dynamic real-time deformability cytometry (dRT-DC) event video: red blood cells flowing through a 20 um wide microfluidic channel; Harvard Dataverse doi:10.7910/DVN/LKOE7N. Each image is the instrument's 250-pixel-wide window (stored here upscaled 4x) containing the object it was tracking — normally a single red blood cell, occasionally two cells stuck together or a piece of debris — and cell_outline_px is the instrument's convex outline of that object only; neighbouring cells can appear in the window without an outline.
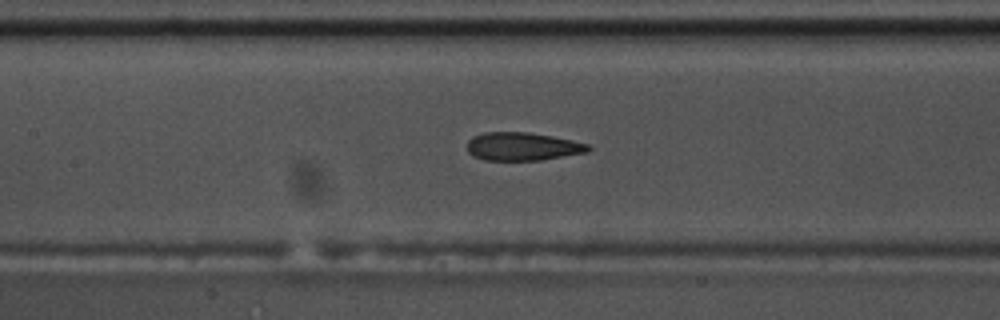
{"species": "common noctule bat (a hibernating species)", "species_latin": "Nyctalus noctula", "temperature_condition": "warm", "stored_images_in_passage": 41, "camera_frame_rate_fps": 3000, "um_per_image_px": 0.085, "animal": {"sex": "male", "body_mass_g": 17.5, "forearm_length_mm": 52.3}, "frame": {"image": 1, "passage_image": 11, "time_ms": 3.333, "image_size_px": [1000, 320], "cell_outline_px": [[592, 148], [588, 152], [540, 160], [484, 160], [472, 156], [468, 152], [468, 140], [472, 136], [484, 132], [528, 132], [552, 136], [572, 140], [588, 144]], "centroid_in_image_um": [44.4, 12.45], "position_along_channel_um": 163.0, "area_um2": 19.94}}
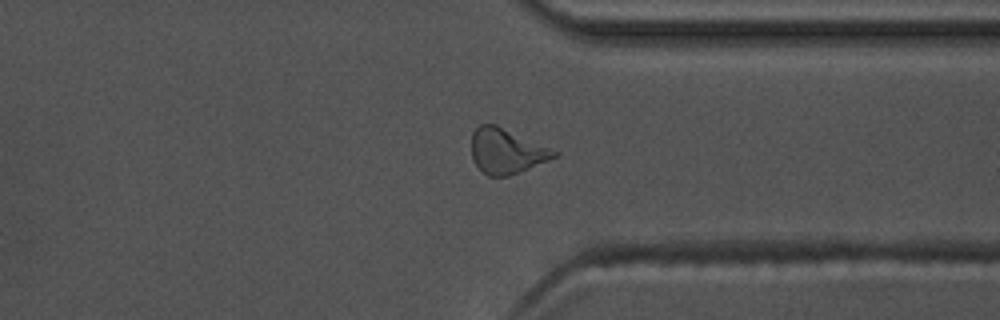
{"frame": {"image": 2, "passage_image": 28, "time_ms": 9.0, "image_size_px": [1000, 320], "cell_outline_px": [[560, 156], [508, 176], [488, 176], [472, 160], [472, 132], [480, 124], [496, 124], [560, 152]], "centroid_in_image_um": [43.07, 12.83], "position_along_channel_um": 368.3, "area_um2": 21.68}}
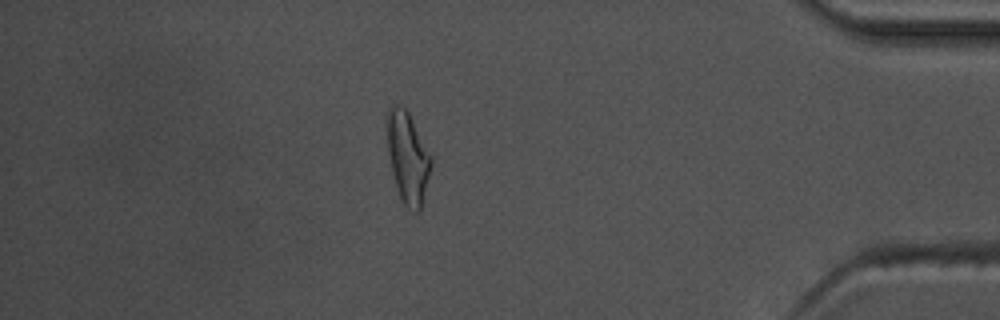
{"frame": {"image": 3, "passage_image": 34, "time_ms": 11.0, "image_size_px": [1000, 320], "cell_outline_px": [[432, 164], [420, 212], [412, 212], [400, 200], [392, 172], [388, 152], [388, 108], [392, 104], [400, 104], [408, 112], [432, 156]], "centroid_in_image_um": [34.67, 13.42], "position_along_channel_um": 400.5, "area_um2": 23.29}, "authors_computed_cell_mechanics": {"area_um2": 21.0392, "velocity_mm_per_s": 3.6469, "shape_relaxation_time_tau1_ms": null, "shape_relaxation_time_tau2_ms": 2.4604, "deformation_change_tau1": null, "deformation_change_tau2": 0.097}}